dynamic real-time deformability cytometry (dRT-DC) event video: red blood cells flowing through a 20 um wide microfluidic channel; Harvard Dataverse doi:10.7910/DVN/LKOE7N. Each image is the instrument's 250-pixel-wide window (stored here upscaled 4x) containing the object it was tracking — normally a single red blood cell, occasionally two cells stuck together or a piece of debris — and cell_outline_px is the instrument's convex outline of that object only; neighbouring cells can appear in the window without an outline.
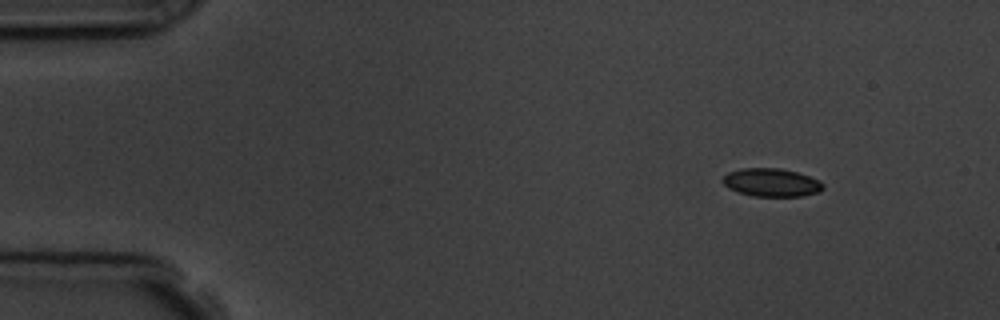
{"species": "common noctule bat (a hibernating species)", "species_latin": "Nyctalus noctula", "temperature_condition": "room temperature", "stored_images_in_passage": 3, "camera_frame_rate_fps": 3000, "um_per_image_px": 0.085, "animal": {"sex": "male", "body_mass_g": 19.5, "forearm_length_mm": 54.6}, "frame": {"image": 1, "passage_image": 1, "time_ms": 0.0, "image_size_px": [1000, 320], "cell_outline_px": [[824, 188], [820, 192], [804, 196], [752, 196], [728, 188], [720, 180], [728, 172], [740, 168], [780, 168], [796, 172], [820, 180], [824, 184]], "centroid_in_image_um": [65.58, 15.51], "position_along_channel_um": 19.4, "area_um2": 16.59}}